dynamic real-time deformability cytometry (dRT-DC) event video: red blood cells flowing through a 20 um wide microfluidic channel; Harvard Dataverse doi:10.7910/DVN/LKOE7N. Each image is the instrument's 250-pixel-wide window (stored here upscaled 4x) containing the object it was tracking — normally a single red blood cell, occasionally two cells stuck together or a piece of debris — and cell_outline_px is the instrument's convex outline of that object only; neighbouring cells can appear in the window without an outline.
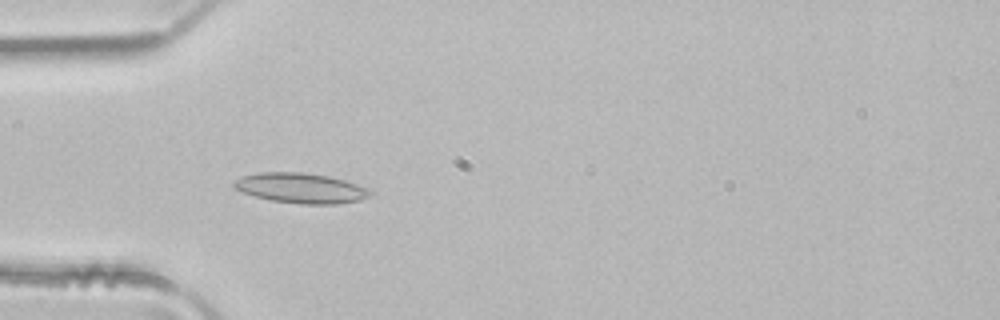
{"species": "common noctule bat (a hibernating species)", "species_latin": "Nyctalus noctula", "temperature_condition": "room temperature", "stored_images_in_passage": 4, "camera_frame_rate_fps": 3000, "um_per_image_px": 0.085, "animal": {"sex": "male", "body_mass_g": 21.5, "forearm_length_mm": 52.0}, "frame": {"image": 1, "passage_image": 4, "time_ms": 1.0, "image_size_px": [1000, 320], "cell_outline_px": [[372, 192], [368, 196], [360, 200], [336, 204], [300, 204], [272, 200], [256, 196], [244, 192], [236, 188], [232, 184], [236, 180], [244, 176], [260, 172], [304, 172], [328, 176], [344, 180], [368, 188]], "centroid_in_image_um": [25.6, 15.98], "position_along_channel_um": 59.4, "area_um2": 23.58}}